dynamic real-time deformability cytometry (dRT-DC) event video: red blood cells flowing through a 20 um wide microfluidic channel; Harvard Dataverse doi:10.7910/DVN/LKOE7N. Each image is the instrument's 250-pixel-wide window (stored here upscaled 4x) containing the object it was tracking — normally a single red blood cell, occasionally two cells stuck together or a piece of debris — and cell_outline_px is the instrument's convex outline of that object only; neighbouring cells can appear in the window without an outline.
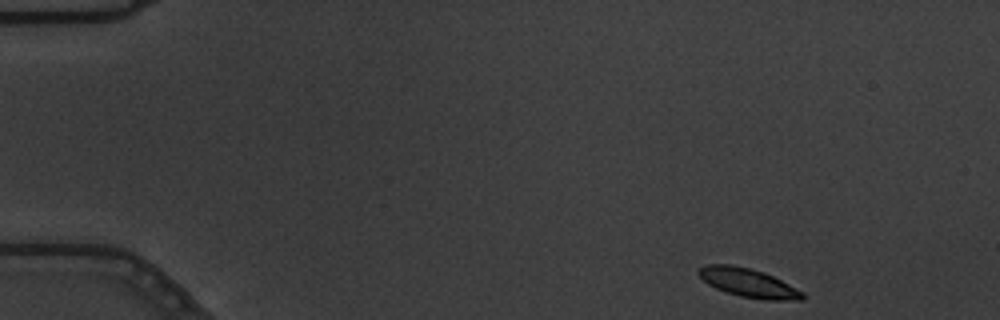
{"species": "common noctule bat (a hibernating species)", "species_latin": "Nyctalus noctula", "temperature_condition": "warm", "stored_images_in_passage": 51, "camera_frame_rate_fps": 3000, "um_per_image_px": 0.085, "animal": {"sex": "male", "body_mass_g": 19.5, "forearm_length_mm": 54.6}, "frame": {"image": 1, "passage_image": 1, "time_ms": 0.0, "image_size_px": [1000, 320], "cell_outline_px": [[804, 300], [764, 300], [740, 296], [716, 288], [708, 284], [696, 272], [700, 268], [708, 264], [732, 264], [752, 268], [764, 272], [804, 292]], "centroid_in_image_um": [63.62, 24.03], "position_along_channel_um": 21.4, "area_um2": 17.34}}
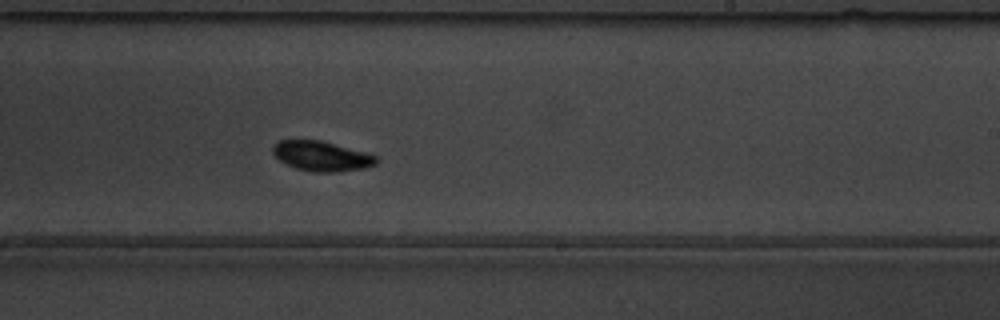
{"frame": {"image": 2, "passage_image": 30, "time_ms": 9.667, "image_size_px": [1000, 320], "cell_outline_px": [[380, 160], [376, 164], [368, 168], [336, 172], [312, 172], [296, 168], [280, 160], [272, 152], [272, 148], [276, 140], [320, 140], [364, 152], [376, 156]], "centroid_in_image_um": [27.35, 13.27], "position_along_channel_um": 261.6, "area_um2": 18.03}}
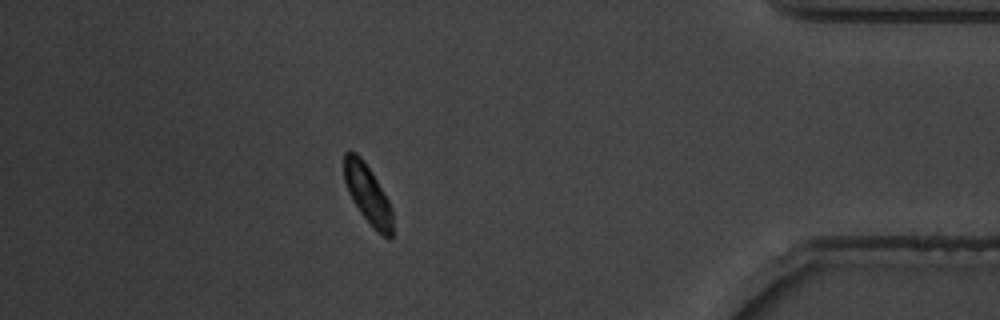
{"frame": {"image": 3, "passage_image": 45, "time_ms": 14.667, "image_size_px": [1000, 320], "cell_outline_px": [[392, 236], [388, 240], [360, 212], [352, 200], [344, 180], [344, 152], [356, 152], [364, 160], [372, 172], [388, 200], [392, 208]], "centroid_in_image_um": [31.25, 16.46], "position_along_channel_um": 404.0, "area_um2": 16.3}, "authors_computed_cell_mechanics": {"area_um2": 17.629, "velocity_mm_per_s": 3.5821, "shape_relaxation_time_tau1_ms": 6.5643, "shape_relaxation_time_tau2_ms": null, "deformation_change_tau1": 0.222, "deformation_change_tau2": null}}